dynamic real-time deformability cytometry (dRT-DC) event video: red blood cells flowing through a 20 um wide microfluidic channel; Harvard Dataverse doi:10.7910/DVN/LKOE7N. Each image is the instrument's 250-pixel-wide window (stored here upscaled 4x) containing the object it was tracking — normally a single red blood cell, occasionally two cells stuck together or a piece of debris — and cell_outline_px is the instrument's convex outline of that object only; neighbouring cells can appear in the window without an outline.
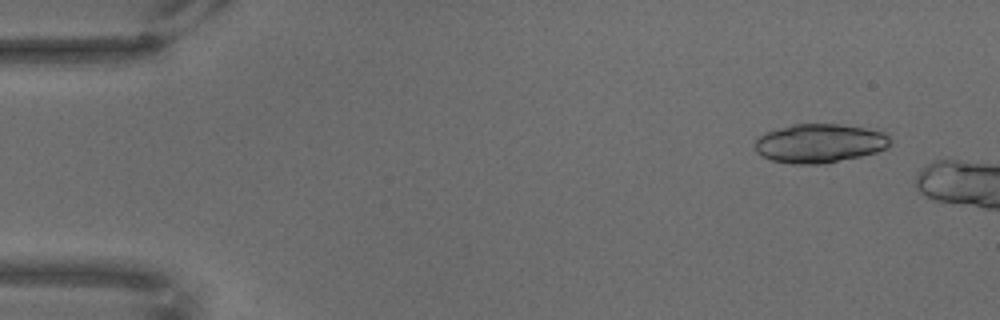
{"species": "common noctule bat (a hibernating species)", "species_latin": "Nyctalus noctula", "temperature_condition": "warm", "stored_images_in_passage": 11, "camera_frame_rate_fps": 3000, "um_per_image_px": 0.085, "animal": {"sex": "male", "body_mass_g": 18.8}, "frame": {"image": 1, "passage_image": 5, "time_ms": 1.333, "image_size_px": [1000, 320], "cell_outline_px": [[892, 144], [888, 148], [876, 152], [860, 156], [820, 164], [792, 164], [772, 160], [760, 156], [756, 152], [756, 140], [764, 132], [792, 124], [836, 124], [864, 128], [884, 132], [892, 140]], "centroid_in_image_um": [69.66, 12.18], "position_along_channel_um": 15.3, "area_um2": 30.69}}